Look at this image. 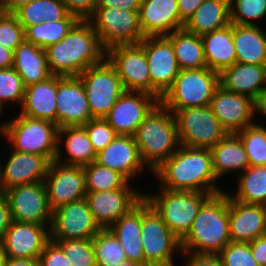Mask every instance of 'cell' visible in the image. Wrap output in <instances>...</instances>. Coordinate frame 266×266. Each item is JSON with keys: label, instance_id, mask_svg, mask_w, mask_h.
<instances>
[{"label": "cell", "instance_id": "cell-1", "mask_svg": "<svg viewBox=\"0 0 266 266\" xmlns=\"http://www.w3.org/2000/svg\"><path fill=\"white\" fill-rule=\"evenodd\" d=\"M45 50L54 76H78L90 66L104 63L108 49L87 20H79L56 44Z\"/></svg>", "mask_w": 266, "mask_h": 266}, {"label": "cell", "instance_id": "cell-2", "mask_svg": "<svg viewBox=\"0 0 266 266\" xmlns=\"http://www.w3.org/2000/svg\"><path fill=\"white\" fill-rule=\"evenodd\" d=\"M152 174L160 180L161 188L172 191H198L212 195L224 191L217 186L218 180L213 171L212 155L208 148L180 145Z\"/></svg>", "mask_w": 266, "mask_h": 266}, {"label": "cell", "instance_id": "cell-3", "mask_svg": "<svg viewBox=\"0 0 266 266\" xmlns=\"http://www.w3.org/2000/svg\"><path fill=\"white\" fill-rule=\"evenodd\" d=\"M230 242L229 192L225 190L203 203L191 230L181 240V253L218 254Z\"/></svg>", "mask_w": 266, "mask_h": 266}, {"label": "cell", "instance_id": "cell-4", "mask_svg": "<svg viewBox=\"0 0 266 266\" xmlns=\"http://www.w3.org/2000/svg\"><path fill=\"white\" fill-rule=\"evenodd\" d=\"M134 138L143 163L152 173L180 147L175 116L160 102L139 125Z\"/></svg>", "mask_w": 266, "mask_h": 266}, {"label": "cell", "instance_id": "cell-5", "mask_svg": "<svg viewBox=\"0 0 266 266\" xmlns=\"http://www.w3.org/2000/svg\"><path fill=\"white\" fill-rule=\"evenodd\" d=\"M58 129L50 121L20 114L0 123V134L9 140L12 150L44 156L50 163L57 154Z\"/></svg>", "mask_w": 266, "mask_h": 266}, {"label": "cell", "instance_id": "cell-6", "mask_svg": "<svg viewBox=\"0 0 266 266\" xmlns=\"http://www.w3.org/2000/svg\"><path fill=\"white\" fill-rule=\"evenodd\" d=\"M144 198L162 217L167 227L182 240L191 230L203 203L212 195L198 191H172L161 188Z\"/></svg>", "mask_w": 266, "mask_h": 266}, {"label": "cell", "instance_id": "cell-7", "mask_svg": "<svg viewBox=\"0 0 266 266\" xmlns=\"http://www.w3.org/2000/svg\"><path fill=\"white\" fill-rule=\"evenodd\" d=\"M219 85V73L207 67L180 70L160 103L172 113L185 108L210 106Z\"/></svg>", "mask_w": 266, "mask_h": 266}, {"label": "cell", "instance_id": "cell-8", "mask_svg": "<svg viewBox=\"0 0 266 266\" xmlns=\"http://www.w3.org/2000/svg\"><path fill=\"white\" fill-rule=\"evenodd\" d=\"M141 236L145 266H175V253L182 252L181 240L167 227L162 217L144 197Z\"/></svg>", "mask_w": 266, "mask_h": 266}, {"label": "cell", "instance_id": "cell-9", "mask_svg": "<svg viewBox=\"0 0 266 266\" xmlns=\"http://www.w3.org/2000/svg\"><path fill=\"white\" fill-rule=\"evenodd\" d=\"M87 21L107 49L116 45L139 44L145 38L139 24V11L96 7Z\"/></svg>", "mask_w": 266, "mask_h": 266}, {"label": "cell", "instance_id": "cell-10", "mask_svg": "<svg viewBox=\"0 0 266 266\" xmlns=\"http://www.w3.org/2000/svg\"><path fill=\"white\" fill-rule=\"evenodd\" d=\"M93 118H104L125 92L116 68L107 59L78 75Z\"/></svg>", "mask_w": 266, "mask_h": 266}, {"label": "cell", "instance_id": "cell-11", "mask_svg": "<svg viewBox=\"0 0 266 266\" xmlns=\"http://www.w3.org/2000/svg\"><path fill=\"white\" fill-rule=\"evenodd\" d=\"M173 114L182 146L210 149L227 134L210 106L185 108Z\"/></svg>", "mask_w": 266, "mask_h": 266}, {"label": "cell", "instance_id": "cell-12", "mask_svg": "<svg viewBox=\"0 0 266 266\" xmlns=\"http://www.w3.org/2000/svg\"><path fill=\"white\" fill-rule=\"evenodd\" d=\"M4 195L13 221L46 225L50 229L52 210L48 204L44 181L10 188Z\"/></svg>", "mask_w": 266, "mask_h": 266}, {"label": "cell", "instance_id": "cell-13", "mask_svg": "<svg viewBox=\"0 0 266 266\" xmlns=\"http://www.w3.org/2000/svg\"><path fill=\"white\" fill-rule=\"evenodd\" d=\"M100 230L85 198L52 211L50 240L92 239Z\"/></svg>", "mask_w": 266, "mask_h": 266}, {"label": "cell", "instance_id": "cell-14", "mask_svg": "<svg viewBox=\"0 0 266 266\" xmlns=\"http://www.w3.org/2000/svg\"><path fill=\"white\" fill-rule=\"evenodd\" d=\"M139 44L146 54L151 94L160 100L180 72L172 42L166 36H147Z\"/></svg>", "mask_w": 266, "mask_h": 266}, {"label": "cell", "instance_id": "cell-15", "mask_svg": "<svg viewBox=\"0 0 266 266\" xmlns=\"http://www.w3.org/2000/svg\"><path fill=\"white\" fill-rule=\"evenodd\" d=\"M107 59L116 68L125 91L151 94V77L144 48L140 44L116 45Z\"/></svg>", "mask_w": 266, "mask_h": 266}, {"label": "cell", "instance_id": "cell-16", "mask_svg": "<svg viewBox=\"0 0 266 266\" xmlns=\"http://www.w3.org/2000/svg\"><path fill=\"white\" fill-rule=\"evenodd\" d=\"M48 204L53 211L57 207L86 197V177L83 166L64 165L53 161L44 179Z\"/></svg>", "mask_w": 266, "mask_h": 266}, {"label": "cell", "instance_id": "cell-17", "mask_svg": "<svg viewBox=\"0 0 266 266\" xmlns=\"http://www.w3.org/2000/svg\"><path fill=\"white\" fill-rule=\"evenodd\" d=\"M160 102L152 94L125 91L104 117L117 135L134 136L145 117Z\"/></svg>", "mask_w": 266, "mask_h": 266}, {"label": "cell", "instance_id": "cell-18", "mask_svg": "<svg viewBox=\"0 0 266 266\" xmlns=\"http://www.w3.org/2000/svg\"><path fill=\"white\" fill-rule=\"evenodd\" d=\"M137 190L128 181L120 189L86 194L85 199L101 229H109L144 197V193Z\"/></svg>", "mask_w": 266, "mask_h": 266}, {"label": "cell", "instance_id": "cell-19", "mask_svg": "<svg viewBox=\"0 0 266 266\" xmlns=\"http://www.w3.org/2000/svg\"><path fill=\"white\" fill-rule=\"evenodd\" d=\"M57 126H83L94 119L78 76H57Z\"/></svg>", "mask_w": 266, "mask_h": 266}, {"label": "cell", "instance_id": "cell-20", "mask_svg": "<svg viewBox=\"0 0 266 266\" xmlns=\"http://www.w3.org/2000/svg\"><path fill=\"white\" fill-rule=\"evenodd\" d=\"M210 107L227 133L236 134L254 124L253 99L220 85L214 92Z\"/></svg>", "mask_w": 266, "mask_h": 266}, {"label": "cell", "instance_id": "cell-21", "mask_svg": "<svg viewBox=\"0 0 266 266\" xmlns=\"http://www.w3.org/2000/svg\"><path fill=\"white\" fill-rule=\"evenodd\" d=\"M49 240L50 231L46 225L12 220L0 244L10 258L39 259Z\"/></svg>", "mask_w": 266, "mask_h": 266}, {"label": "cell", "instance_id": "cell-22", "mask_svg": "<svg viewBox=\"0 0 266 266\" xmlns=\"http://www.w3.org/2000/svg\"><path fill=\"white\" fill-rule=\"evenodd\" d=\"M95 162L119 172L129 182L141 170H149L141 159L134 136L128 135H117L104 149L96 153Z\"/></svg>", "mask_w": 266, "mask_h": 266}, {"label": "cell", "instance_id": "cell-23", "mask_svg": "<svg viewBox=\"0 0 266 266\" xmlns=\"http://www.w3.org/2000/svg\"><path fill=\"white\" fill-rule=\"evenodd\" d=\"M9 154L5 164H0L3 192L16 186L44 181L50 164L44 156L12 149Z\"/></svg>", "mask_w": 266, "mask_h": 266}, {"label": "cell", "instance_id": "cell-24", "mask_svg": "<svg viewBox=\"0 0 266 266\" xmlns=\"http://www.w3.org/2000/svg\"><path fill=\"white\" fill-rule=\"evenodd\" d=\"M231 242L249 243L266 235V206L234 200L229 195Z\"/></svg>", "mask_w": 266, "mask_h": 266}, {"label": "cell", "instance_id": "cell-25", "mask_svg": "<svg viewBox=\"0 0 266 266\" xmlns=\"http://www.w3.org/2000/svg\"><path fill=\"white\" fill-rule=\"evenodd\" d=\"M139 24L145 37L167 36L184 26L177 0H142Z\"/></svg>", "mask_w": 266, "mask_h": 266}, {"label": "cell", "instance_id": "cell-26", "mask_svg": "<svg viewBox=\"0 0 266 266\" xmlns=\"http://www.w3.org/2000/svg\"><path fill=\"white\" fill-rule=\"evenodd\" d=\"M57 76L26 86L18 114L57 124ZM22 107V108H21Z\"/></svg>", "mask_w": 266, "mask_h": 266}, {"label": "cell", "instance_id": "cell-27", "mask_svg": "<svg viewBox=\"0 0 266 266\" xmlns=\"http://www.w3.org/2000/svg\"><path fill=\"white\" fill-rule=\"evenodd\" d=\"M220 86L255 99L266 87V65L234 63L219 73Z\"/></svg>", "mask_w": 266, "mask_h": 266}, {"label": "cell", "instance_id": "cell-28", "mask_svg": "<svg viewBox=\"0 0 266 266\" xmlns=\"http://www.w3.org/2000/svg\"><path fill=\"white\" fill-rule=\"evenodd\" d=\"M57 143L58 148L55 161L58 163L85 166L91 164L96 159V151L93 149L89 136L83 126H65L59 128ZM62 145L65 146L64 150H66L67 155L62 152Z\"/></svg>", "mask_w": 266, "mask_h": 266}, {"label": "cell", "instance_id": "cell-29", "mask_svg": "<svg viewBox=\"0 0 266 266\" xmlns=\"http://www.w3.org/2000/svg\"><path fill=\"white\" fill-rule=\"evenodd\" d=\"M142 199L127 213L121 216L109 230L119 240L126 258L145 266V256L142 247Z\"/></svg>", "mask_w": 266, "mask_h": 266}, {"label": "cell", "instance_id": "cell-30", "mask_svg": "<svg viewBox=\"0 0 266 266\" xmlns=\"http://www.w3.org/2000/svg\"><path fill=\"white\" fill-rule=\"evenodd\" d=\"M207 68L220 73L236 63L233 24L201 36Z\"/></svg>", "mask_w": 266, "mask_h": 266}, {"label": "cell", "instance_id": "cell-31", "mask_svg": "<svg viewBox=\"0 0 266 266\" xmlns=\"http://www.w3.org/2000/svg\"><path fill=\"white\" fill-rule=\"evenodd\" d=\"M25 86L46 81L53 76L49 70L45 50L24 41L14 51L13 66Z\"/></svg>", "mask_w": 266, "mask_h": 266}, {"label": "cell", "instance_id": "cell-32", "mask_svg": "<svg viewBox=\"0 0 266 266\" xmlns=\"http://www.w3.org/2000/svg\"><path fill=\"white\" fill-rule=\"evenodd\" d=\"M236 62L266 65V30L256 25L233 24Z\"/></svg>", "mask_w": 266, "mask_h": 266}, {"label": "cell", "instance_id": "cell-33", "mask_svg": "<svg viewBox=\"0 0 266 266\" xmlns=\"http://www.w3.org/2000/svg\"><path fill=\"white\" fill-rule=\"evenodd\" d=\"M213 171L217 179L228 172L245 171L249 161L245 148L237 134L227 133L215 146L210 148Z\"/></svg>", "mask_w": 266, "mask_h": 266}, {"label": "cell", "instance_id": "cell-34", "mask_svg": "<svg viewBox=\"0 0 266 266\" xmlns=\"http://www.w3.org/2000/svg\"><path fill=\"white\" fill-rule=\"evenodd\" d=\"M231 24L229 0H205L184 23L183 28L198 36Z\"/></svg>", "mask_w": 266, "mask_h": 266}, {"label": "cell", "instance_id": "cell-35", "mask_svg": "<svg viewBox=\"0 0 266 266\" xmlns=\"http://www.w3.org/2000/svg\"><path fill=\"white\" fill-rule=\"evenodd\" d=\"M166 37L172 42L180 70L207 67L201 36L181 28Z\"/></svg>", "mask_w": 266, "mask_h": 266}, {"label": "cell", "instance_id": "cell-36", "mask_svg": "<svg viewBox=\"0 0 266 266\" xmlns=\"http://www.w3.org/2000/svg\"><path fill=\"white\" fill-rule=\"evenodd\" d=\"M69 14L60 0H34L14 13L24 29L42 22L61 21Z\"/></svg>", "mask_w": 266, "mask_h": 266}, {"label": "cell", "instance_id": "cell-37", "mask_svg": "<svg viewBox=\"0 0 266 266\" xmlns=\"http://www.w3.org/2000/svg\"><path fill=\"white\" fill-rule=\"evenodd\" d=\"M240 174L238 191L229 195L237 201L266 206V166H249Z\"/></svg>", "mask_w": 266, "mask_h": 266}, {"label": "cell", "instance_id": "cell-38", "mask_svg": "<svg viewBox=\"0 0 266 266\" xmlns=\"http://www.w3.org/2000/svg\"><path fill=\"white\" fill-rule=\"evenodd\" d=\"M78 21L75 15L69 14L61 21L42 22L28 26L25 29V41L46 49L63 39Z\"/></svg>", "mask_w": 266, "mask_h": 266}, {"label": "cell", "instance_id": "cell-39", "mask_svg": "<svg viewBox=\"0 0 266 266\" xmlns=\"http://www.w3.org/2000/svg\"><path fill=\"white\" fill-rule=\"evenodd\" d=\"M96 266H119L127 260L119 240L109 229H101L93 238Z\"/></svg>", "mask_w": 266, "mask_h": 266}, {"label": "cell", "instance_id": "cell-40", "mask_svg": "<svg viewBox=\"0 0 266 266\" xmlns=\"http://www.w3.org/2000/svg\"><path fill=\"white\" fill-rule=\"evenodd\" d=\"M83 168L87 193L120 189L128 182L119 172L102 166L95 161L83 166Z\"/></svg>", "mask_w": 266, "mask_h": 266}, {"label": "cell", "instance_id": "cell-41", "mask_svg": "<svg viewBox=\"0 0 266 266\" xmlns=\"http://www.w3.org/2000/svg\"><path fill=\"white\" fill-rule=\"evenodd\" d=\"M236 134L245 148L250 166H266V127L255 122Z\"/></svg>", "mask_w": 266, "mask_h": 266}, {"label": "cell", "instance_id": "cell-42", "mask_svg": "<svg viewBox=\"0 0 266 266\" xmlns=\"http://www.w3.org/2000/svg\"><path fill=\"white\" fill-rule=\"evenodd\" d=\"M230 21L236 25H256L266 17V0H229Z\"/></svg>", "mask_w": 266, "mask_h": 266}, {"label": "cell", "instance_id": "cell-43", "mask_svg": "<svg viewBox=\"0 0 266 266\" xmlns=\"http://www.w3.org/2000/svg\"><path fill=\"white\" fill-rule=\"evenodd\" d=\"M52 241L61 248L71 266H96L92 239Z\"/></svg>", "mask_w": 266, "mask_h": 266}, {"label": "cell", "instance_id": "cell-44", "mask_svg": "<svg viewBox=\"0 0 266 266\" xmlns=\"http://www.w3.org/2000/svg\"><path fill=\"white\" fill-rule=\"evenodd\" d=\"M26 86L17 71L11 67L0 69V101L3 104L22 103Z\"/></svg>", "mask_w": 266, "mask_h": 266}, {"label": "cell", "instance_id": "cell-45", "mask_svg": "<svg viewBox=\"0 0 266 266\" xmlns=\"http://www.w3.org/2000/svg\"><path fill=\"white\" fill-rule=\"evenodd\" d=\"M25 41V29L14 14L0 13V45L13 52Z\"/></svg>", "mask_w": 266, "mask_h": 266}, {"label": "cell", "instance_id": "cell-46", "mask_svg": "<svg viewBox=\"0 0 266 266\" xmlns=\"http://www.w3.org/2000/svg\"><path fill=\"white\" fill-rule=\"evenodd\" d=\"M218 255L224 266H260L252 256L249 243L230 242Z\"/></svg>", "mask_w": 266, "mask_h": 266}, {"label": "cell", "instance_id": "cell-47", "mask_svg": "<svg viewBox=\"0 0 266 266\" xmlns=\"http://www.w3.org/2000/svg\"><path fill=\"white\" fill-rule=\"evenodd\" d=\"M96 153L104 149L116 136L104 118H94L83 125Z\"/></svg>", "mask_w": 266, "mask_h": 266}, {"label": "cell", "instance_id": "cell-48", "mask_svg": "<svg viewBox=\"0 0 266 266\" xmlns=\"http://www.w3.org/2000/svg\"><path fill=\"white\" fill-rule=\"evenodd\" d=\"M40 266H71L61 248L49 240L39 256Z\"/></svg>", "mask_w": 266, "mask_h": 266}, {"label": "cell", "instance_id": "cell-49", "mask_svg": "<svg viewBox=\"0 0 266 266\" xmlns=\"http://www.w3.org/2000/svg\"><path fill=\"white\" fill-rule=\"evenodd\" d=\"M70 14L79 20H87L96 9L98 0H60Z\"/></svg>", "mask_w": 266, "mask_h": 266}, {"label": "cell", "instance_id": "cell-50", "mask_svg": "<svg viewBox=\"0 0 266 266\" xmlns=\"http://www.w3.org/2000/svg\"><path fill=\"white\" fill-rule=\"evenodd\" d=\"M183 254L188 258L185 266H224L218 254Z\"/></svg>", "mask_w": 266, "mask_h": 266}, {"label": "cell", "instance_id": "cell-51", "mask_svg": "<svg viewBox=\"0 0 266 266\" xmlns=\"http://www.w3.org/2000/svg\"><path fill=\"white\" fill-rule=\"evenodd\" d=\"M142 0H98L96 7L139 11Z\"/></svg>", "mask_w": 266, "mask_h": 266}, {"label": "cell", "instance_id": "cell-52", "mask_svg": "<svg viewBox=\"0 0 266 266\" xmlns=\"http://www.w3.org/2000/svg\"><path fill=\"white\" fill-rule=\"evenodd\" d=\"M252 256L260 266H266V235L249 242Z\"/></svg>", "mask_w": 266, "mask_h": 266}, {"label": "cell", "instance_id": "cell-53", "mask_svg": "<svg viewBox=\"0 0 266 266\" xmlns=\"http://www.w3.org/2000/svg\"><path fill=\"white\" fill-rule=\"evenodd\" d=\"M11 221L9 203L6 196L2 194L0 196V242L9 228Z\"/></svg>", "mask_w": 266, "mask_h": 266}, {"label": "cell", "instance_id": "cell-54", "mask_svg": "<svg viewBox=\"0 0 266 266\" xmlns=\"http://www.w3.org/2000/svg\"><path fill=\"white\" fill-rule=\"evenodd\" d=\"M205 0H177L180 19L185 23Z\"/></svg>", "mask_w": 266, "mask_h": 266}, {"label": "cell", "instance_id": "cell-55", "mask_svg": "<svg viewBox=\"0 0 266 266\" xmlns=\"http://www.w3.org/2000/svg\"><path fill=\"white\" fill-rule=\"evenodd\" d=\"M34 0H3L2 11L7 14H14L21 7Z\"/></svg>", "mask_w": 266, "mask_h": 266}, {"label": "cell", "instance_id": "cell-56", "mask_svg": "<svg viewBox=\"0 0 266 266\" xmlns=\"http://www.w3.org/2000/svg\"><path fill=\"white\" fill-rule=\"evenodd\" d=\"M14 52L0 45V69H7L13 66Z\"/></svg>", "mask_w": 266, "mask_h": 266}, {"label": "cell", "instance_id": "cell-57", "mask_svg": "<svg viewBox=\"0 0 266 266\" xmlns=\"http://www.w3.org/2000/svg\"><path fill=\"white\" fill-rule=\"evenodd\" d=\"M254 117L255 113L263 114L266 116V87L255 97L253 100Z\"/></svg>", "mask_w": 266, "mask_h": 266}, {"label": "cell", "instance_id": "cell-58", "mask_svg": "<svg viewBox=\"0 0 266 266\" xmlns=\"http://www.w3.org/2000/svg\"><path fill=\"white\" fill-rule=\"evenodd\" d=\"M6 266H40L39 259H21L8 257Z\"/></svg>", "mask_w": 266, "mask_h": 266}, {"label": "cell", "instance_id": "cell-59", "mask_svg": "<svg viewBox=\"0 0 266 266\" xmlns=\"http://www.w3.org/2000/svg\"><path fill=\"white\" fill-rule=\"evenodd\" d=\"M8 256L5 253V250L3 249L2 245L0 244V266H6Z\"/></svg>", "mask_w": 266, "mask_h": 266}, {"label": "cell", "instance_id": "cell-60", "mask_svg": "<svg viewBox=\"0 0 266 266\" xmlns=\"http://www.w3.org/2000/svg\"><path fill=\"white\" fill-rule=\"evenodd\" d=\"M119 266H144L143 264L137 263V262H133V261H129V260H125L121 265Z\"/></svg>", "mask_w": 266, "mask_h": 266}, {"label": "cell", "instance_id": "cell-61", "mask_svg": "<svg viewBox=\"0 0 266 266\" xmlns=\"http://www.w3.org/2000/svg\"><path fill=\"white\" fill-rule=\"evenodd\" d=\"M3 106H6V105H4V104L0 101V117H1V115H2ZM0 119H1V118H0Z\"/></svg>", "mask_w": 266, "mask_h": 266}, {"label": "cell", "instance_id": "cell-62", "mask_svg": "<svg viewBox=\"0 0 266 266\" xmlns=\"http://www.w3.org/2000/svg\"><path fill=\"white\" fill-rule=\"evenodd\" d=\"M2 4H3V0H0V13H2Z\"/></svg>", "mask_w": 266, "mask_h": 266}, {"label": "cell", "instance_id": "cell-63", "mask_svg": "<svg viewBox=\"0 0 266 266\" xmlns=\"http://www.w3.org/2000/svg\"><path fill=\"white\" fill-rule=\"evenodd\" d=\"M4 194L3 190H2V187H1V182H0V196Z\"/></svg>", "mask_w": 266, "mask_h": 266}]
</instances>
